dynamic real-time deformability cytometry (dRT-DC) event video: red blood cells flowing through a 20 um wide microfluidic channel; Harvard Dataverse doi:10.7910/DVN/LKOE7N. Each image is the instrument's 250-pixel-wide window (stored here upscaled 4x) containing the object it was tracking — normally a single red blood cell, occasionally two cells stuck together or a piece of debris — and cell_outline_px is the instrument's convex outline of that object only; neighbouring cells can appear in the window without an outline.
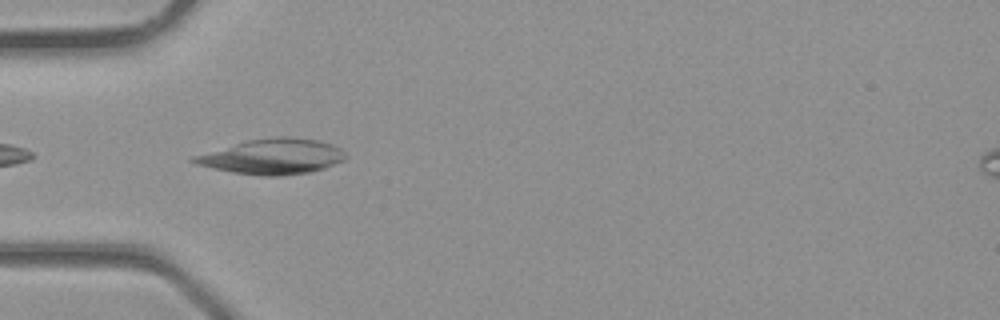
{"species": "common noctule bat (a hibernating species)", "species_latin": "Nyctalus noctula", "temperature_condition": "room temperature", "stored_images_in_passage": 1, "camera_frame_rate_fps": 3000, "um_per_image_px": 0.085, "animal": {"sex": "male", "body_mass_g": 23.1, "forearm_length_mm": 52.7}, "frame": {"image": 1, "passage_image": 1, "time_ms": 0.0, "image_size_px": [1000, 320], "cell_outline_px": [[348, 156], [344, 160], [324, 168], [312, 172], [276, 176], [268, 176], [232, 172], [212, 168], [196, 164], [188, 160], [192, 156], [248, 140], [276, 136], [292, 136], [316, 140], [332, 144], [340, 148]], "centroid_in_image_um": [23.17, 13.3], "position_along_channel_um": 61.8, "area_um2": 31.15}}